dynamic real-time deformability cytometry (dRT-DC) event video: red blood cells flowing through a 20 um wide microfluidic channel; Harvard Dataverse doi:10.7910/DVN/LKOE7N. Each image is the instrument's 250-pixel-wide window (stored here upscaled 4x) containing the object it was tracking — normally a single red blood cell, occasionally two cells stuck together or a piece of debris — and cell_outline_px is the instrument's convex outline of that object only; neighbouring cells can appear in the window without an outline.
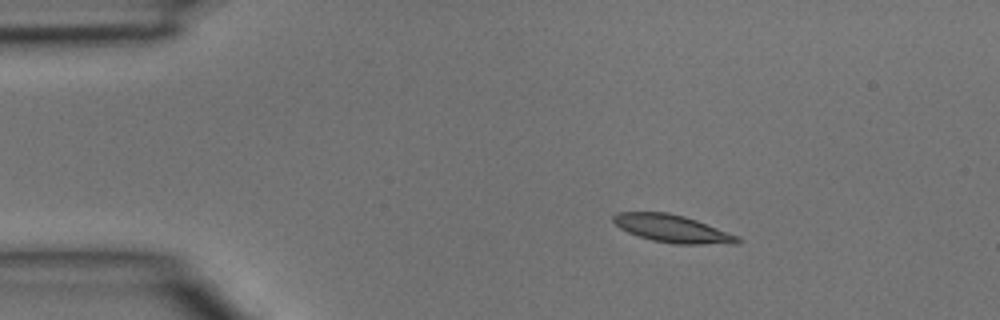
{"species": "common noctule bat (a hibernating species)", "species_latin": "Nyctalus noctula", "temperature_condition": "room temperature", "stored_images_in_passage": 3, "camera_frame_rate_fps": 3000, "um_per_image_px": 0.085, "animal": {"sex": "male", "body_mass_g": 15.6}, "frame": {"image": 1, "passage_image": 1, "time_ms": 0.0, "image_size_px": [1000, 320], "cell_outline_px": [[744, 240], [736, 244], [676, 244], [652, 240], [628, 232], [620, 228], [612, 220], [612, 216], [616, 212], [668, 212], [684, 216], [696, 220], [740, 236]], "centroid_in_image_um": [57.19, 19.44], "position_along_channel_um": 27.8, "area_um2": 20.06}}